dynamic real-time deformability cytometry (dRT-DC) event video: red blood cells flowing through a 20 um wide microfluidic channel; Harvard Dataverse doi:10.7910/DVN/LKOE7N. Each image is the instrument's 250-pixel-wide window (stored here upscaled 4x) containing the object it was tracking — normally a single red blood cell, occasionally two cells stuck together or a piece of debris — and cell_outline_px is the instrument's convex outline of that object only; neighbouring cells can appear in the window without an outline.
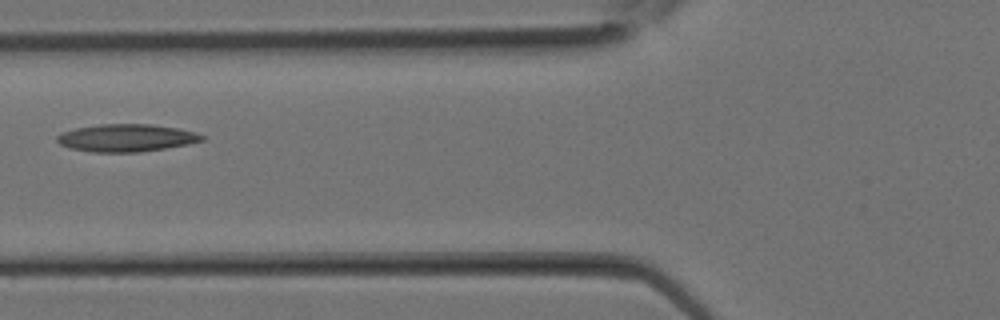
{"species": "Egyptian fruit bat (a non-hibernating species)", "species_latin": "Rousettus aegyptiacus", "temperature_condition": "room temperature", "stored_images_in_passage": 10, "camera_frame_rate_fps": 3000, "um_per_image_px": 0.085, "animal": {"sex": "female"}, "frame": {"image": 1, "passage_image": 9, "time_ms": 2.667, "image_size_px": [1000, 320], "cell_outline_px": [[204, 140], [188, 144], [140, 152], [92, 152], [68, 148], [60, 144], [56, 140], [56, 136], [64, 132], [76, 128], [100, 124], [152, 124], [176, 128], [196, 132], [204, 136]], "centroid_in_image_um": [10.73, 11.72], "position_along_channel_um": 115.1, "area_um2": 23.18}}